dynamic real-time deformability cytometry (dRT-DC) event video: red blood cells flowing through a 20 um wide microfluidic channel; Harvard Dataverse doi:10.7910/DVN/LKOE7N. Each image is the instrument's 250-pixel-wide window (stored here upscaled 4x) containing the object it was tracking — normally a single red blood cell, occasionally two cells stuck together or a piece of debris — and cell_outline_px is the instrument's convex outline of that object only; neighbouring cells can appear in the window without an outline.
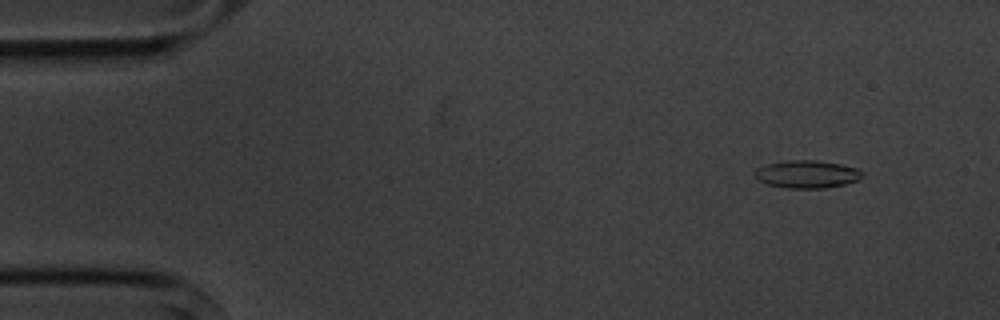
{"species": "common noctule bat (a hibernating species)", "species_latin": "Nyctalus noctula", "temperature_condition": "cold", "stored_images_in_passage": 5, "camera_frame_rate_fps": 3000, "um_per_image_px": 0.085, "animal": {"sex": "male", "body_mass_g": 20.1, "forearm_length_mm": 53.5}, "frame": {"image": 1, "passage_image": 2, "time_ms": 1.0, "image_size_px": [1000, 320], "cell_outline_px": [[864, 172], [860, 180], [844, 184], [824, 188], [784, 188], [768, 184], [756, 180], [756, 168], [768, 164], [788, 160], [816, 160], [840, 164], [856, 168]], "centroid_in_image_um": [68.6, 14.81], "position_along_channel_um": 16.4, "area_um2": 17.34}}
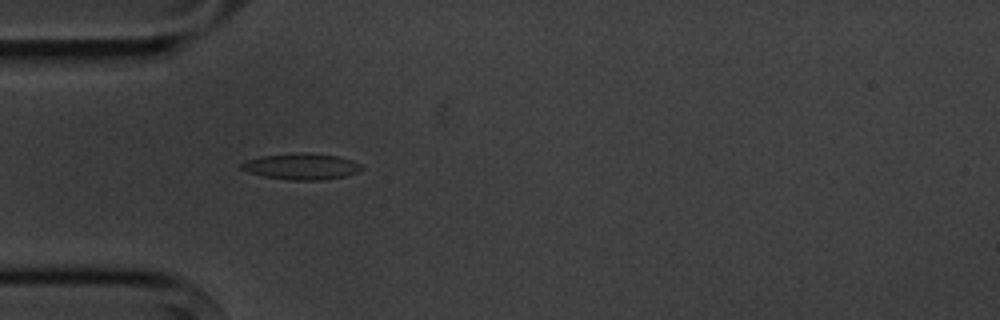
{"frame": {"image": 2, "passage_image": 5, "time_ms": 4.667, "image_size_px": [1000, 320], "cell_outline_px": [[364, 168], [360, 172], [344, 176], [324, 180], [288, 180], [264, 176], [248, 172], [240, 168], [240, 164], [244, 160], [260, 156], [300, 152], [308, 152], [336, 156], [352, 160], [360, 164]], "centroid_in_image_um": [25.61, 14.14], "position_along_channel_um": 59.4, "area_um2": 18.55}}